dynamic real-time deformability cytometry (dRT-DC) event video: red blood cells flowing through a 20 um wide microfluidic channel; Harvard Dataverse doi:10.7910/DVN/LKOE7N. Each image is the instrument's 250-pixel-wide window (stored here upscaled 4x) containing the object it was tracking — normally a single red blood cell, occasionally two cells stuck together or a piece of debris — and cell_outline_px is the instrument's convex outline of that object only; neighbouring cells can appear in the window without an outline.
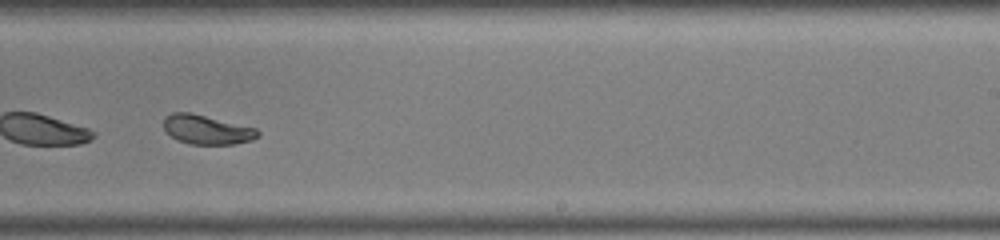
{"species": "common noctule bat (a hibernating species)", "species_latin": "Nyctalus noctula", "temperature_condition": "warm", "stored_images_in_passage": 33, "camera_frame_rate_fps": 3000, "um_per_image_px": 0.085, "animal": {"sex": "male", "body_mass_g": 19.0, "forearm_length_mm": 50.8}, "frame": {"image": 1, "passage_image": 19, "time_ms": 6.0, "image_size_px": [1000, 240], "cell_outline_px": [[260, 136], [252, 140], [236, 144], [188, 144], [176, 140], [164, 128], [164, 116], [172, 112], [192, 112], [256, 128], [260, 132]], "centroid_in_image_um": [17.59, 11.01], "position_along_channel_um": 271.4, "area_um2": 16.24}, "authors_computed_cell_mechanics": {"area_um2": 16.9932, "velocity_mm_per_s": 4.2813, "shape_relaxation_time_tau1_ms": 3.4522, "shape_relaxation_time_tau2_ms": 1.3444, "deformation_change_tau1": 0.1514, "deformation_change_tau2": 0.0553}}